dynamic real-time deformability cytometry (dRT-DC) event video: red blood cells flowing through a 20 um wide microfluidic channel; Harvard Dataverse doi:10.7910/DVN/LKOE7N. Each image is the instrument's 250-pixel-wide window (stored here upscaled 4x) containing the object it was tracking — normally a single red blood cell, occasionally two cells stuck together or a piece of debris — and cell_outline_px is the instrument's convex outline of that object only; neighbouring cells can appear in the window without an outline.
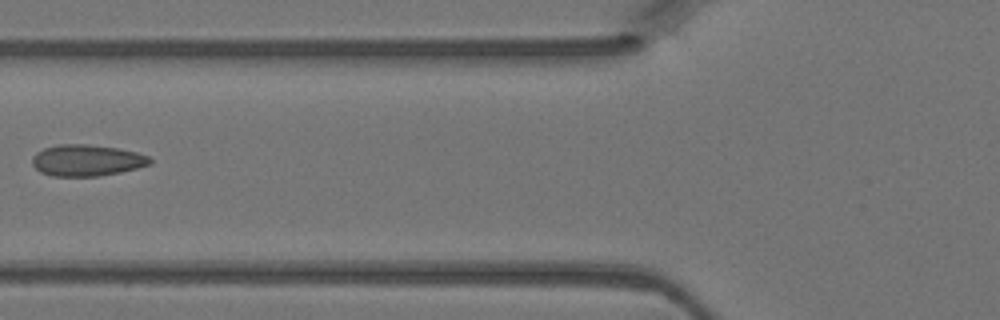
{"species": "Egyptian fruit bat (a non-hibernating species)", "species_latin": "Rousettus aegyptiacus", "temperature_condition": "warm", "stored_images_in_passage": 4, "camera_frame_rate_fps": 3000, "um_per_image_px": 0.085, "animal": {"sex": "female"}, "frame": {"image": 1, "passage_image": 4, "time_ms": 1.0, "image_size_px": [1000, 320], "cell_outline_px": [[152, 164], [120, 172], [100, 176], [52, 176], [40, 172], [32, 164], [32, 156], [36, 152], [44, 148], [60, 144], [88, 144], [116, 148], [136, 152], [148, 156], [152, 160]], "centroid_in_image_um": [7.36, 13.63], "position_along_channel_um": 118.4, "area_um2": 21.56}}